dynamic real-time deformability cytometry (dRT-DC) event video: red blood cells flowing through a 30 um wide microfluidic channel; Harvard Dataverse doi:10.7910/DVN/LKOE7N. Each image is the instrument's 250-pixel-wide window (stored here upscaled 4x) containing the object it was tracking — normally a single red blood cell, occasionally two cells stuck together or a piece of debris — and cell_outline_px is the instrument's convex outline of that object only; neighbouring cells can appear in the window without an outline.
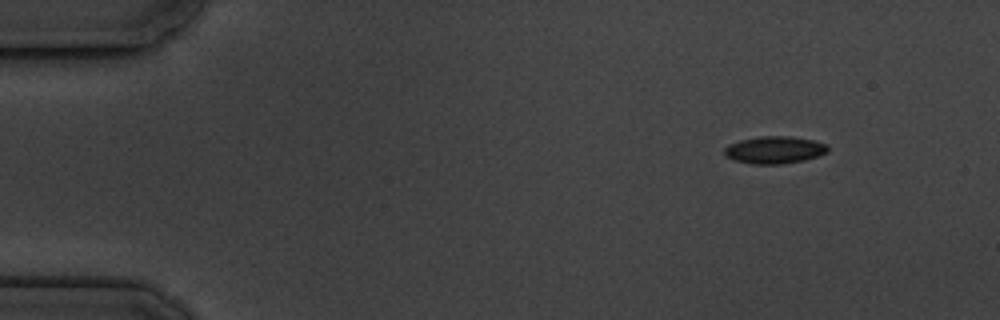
{"species": "common noctule bat (a hibernating species)", "species_latin": "Nyctalus noctula", "temperature_condition": "cold", "stored_images_in_passage": 3, "camera_frame_rate_fps": 3000, "um_per_image_px": 0.085, "animal": {"sex": "male", "body_mass_g": 19.5, "forearm_length_mm": 54.6}, "frame": {"image": 1, "passage_image": 1, "time_ms": 0.0, "image_size_px": [1000, 320], "cell_outline_px": [[828, 152], [820, 156], [804, 160], [784, 164], [752, 164], [732, 160], [724, 156], [724, 148], [728, 144], [740, 140], [760, 136], [788, 136], [812, 140], [828, 144]], "centroid_in_image_um": [65.82, 12.75], "position_along_channel_um": 19.2, "area_um2": 16.7}}
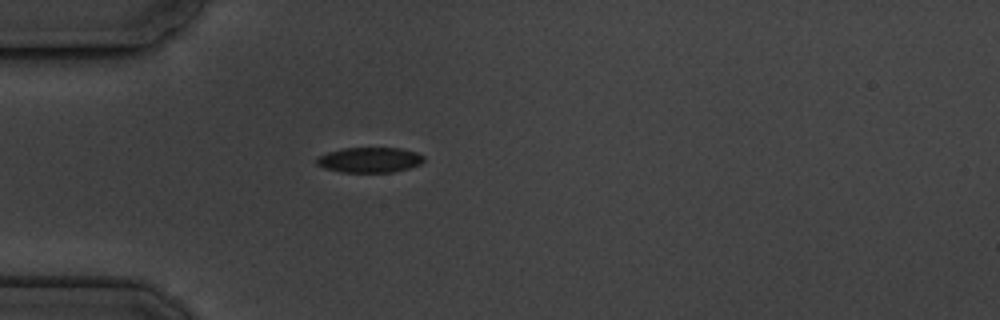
{"frame": {"image": 2, "passage_image": 3, "time_ms": 3.333, "image_size_px": [1000, 320], "cell_outline_px": [[424, 160], [420, 164], [408, 168], [392, 172], [340, 172], [324, 168], [316, 164], [316, 156], [328, 152], [344, 148], [400, 148], [416, 152], [424, 156]], "centroid_in_image_um": [31.39, 13.59], "position_along_channel_um": 53.6, "area_um2": 15.78}}